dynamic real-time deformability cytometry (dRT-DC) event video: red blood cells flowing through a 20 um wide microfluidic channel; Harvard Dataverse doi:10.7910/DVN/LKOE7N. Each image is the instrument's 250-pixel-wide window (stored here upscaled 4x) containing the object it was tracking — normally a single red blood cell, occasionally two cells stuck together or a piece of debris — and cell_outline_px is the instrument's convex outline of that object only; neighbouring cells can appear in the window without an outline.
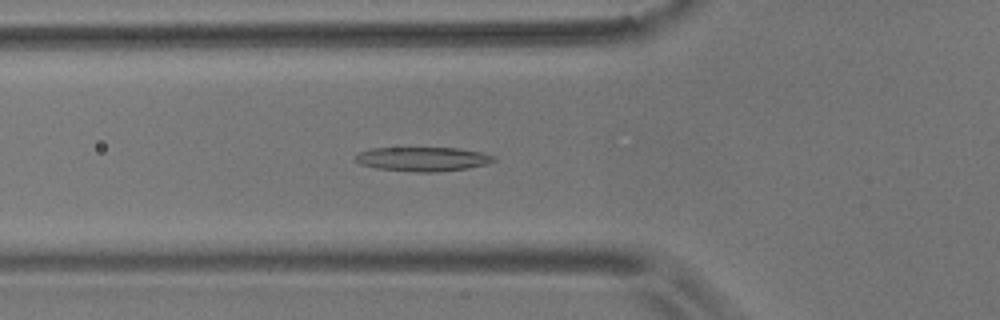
{"species": "common noctule bat (a hibernating species)", "species_latin": "Nyctalus noctula", "temperature_condition": "room temperature", "stored_images_in_passage": 45, "camera_frame_rate_fps": 3000, "um_per_image_px": 0.085, "animal": {"sex": "male", "body_mass_g": 17.9}, "frame": {"image": 1, "passage_image": 15, "time_ms": 4.667, "image_size_px": [1000, 320], "cell_outline_px": [[496, 160], [484, 164], [468, 168], [436, 172], [416, 172], [376, 168], [360, 164], [352, 160], [352, 156], [360, 152], [372, 148], [460, 148], [480, 152], [496, 156]], "centroid_in_image_um": [35.88, 13.52], "position_along_channel_um": 89.9, "area_um2": 19.59}}
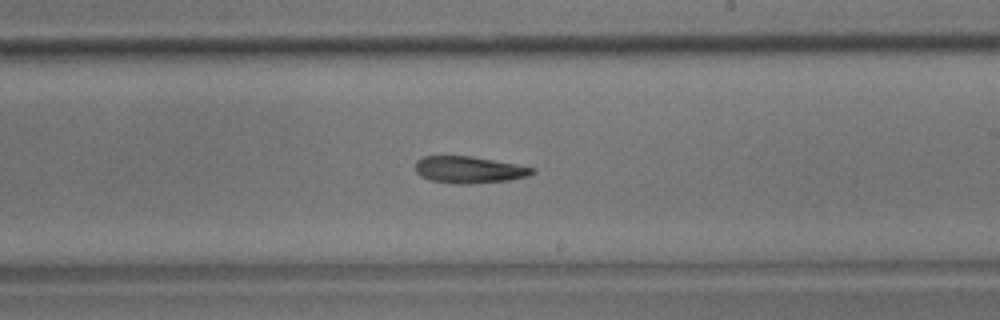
{"frame": {"image": 2, "passage_image": 28, "time_ms": 9.0, "image_size_px": [1000, 320], "cell_outline_px": [[536, 172], [528, 176], [508, 180], [468, 184], [460, 184], [428, 180], [420, 176], [416, 172], [416, 160], [424, 156], [472, 156], [516, 164], [536, 168]], "centroid_in_image_um": [39.87, 14.43], "position_along_channel_um": 249.1, "area_um2": 18.32}}
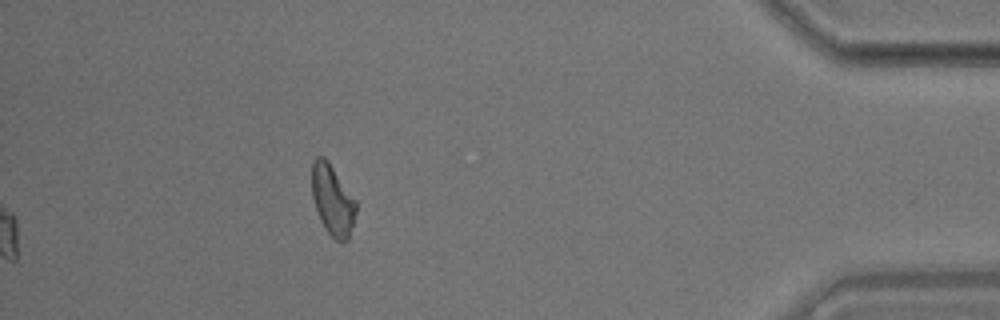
{"frame": {"image": 3, "passage_image": 45, "time_ms": 14.667, "image_size_px": [1000, 320], "cell_outline_px": [[356, 212], [348, 240], [340, 244], [324, 228], [320, 220], [312, 196], [312, 160], [316, 156], [324, 156], [328, 160], [356, 200]], "centroid_in_image_um": [28.26, 17.0], "position_along_channel_um": 406.9, "area_um2": 18.26}}